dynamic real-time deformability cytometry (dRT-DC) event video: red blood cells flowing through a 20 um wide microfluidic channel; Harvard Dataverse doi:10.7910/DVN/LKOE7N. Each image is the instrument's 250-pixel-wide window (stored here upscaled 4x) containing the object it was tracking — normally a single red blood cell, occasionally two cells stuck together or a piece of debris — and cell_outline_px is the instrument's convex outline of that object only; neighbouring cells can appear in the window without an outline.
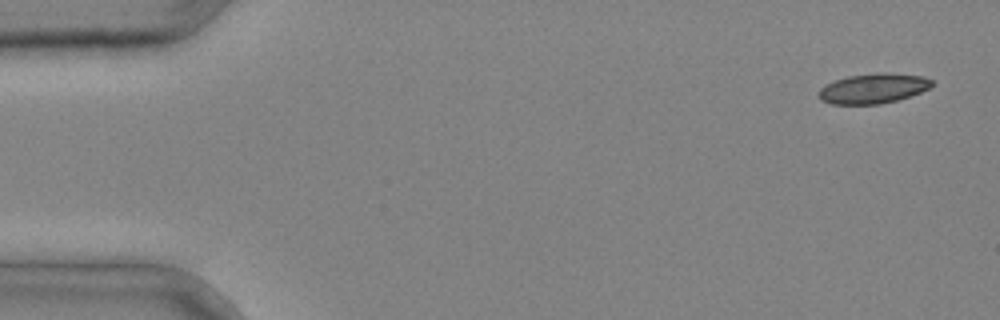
{"species": "common noctule bat (a hibernating species)", "species_latin": "Nyctalus noctula", "temperature_condition": "cold", "stored_images_in_passage": 4, "camera_frame_rate_fps": 3000, "um_per_image_px": 0.085, "animal": {"sex": "male", "body_mass_g": 20.4}, "frame": {"image": 1, "passage_image": 1, "time_ms": 0.0, "image_size_px": [1000, 320], "cell_outline_px": [[932, 84], [928, 88], [920, 92], [896, 100], [880, 104], [832, 104], [820, 100], [820, 88], [836, 80], [848, 76], [876, 72], [888, 72], [920, 76], [932, 80]], "centroid_in_image_um": [74.21, 7.51], "position_along_channel_um": 10.8, "area_um2": 19.48}}
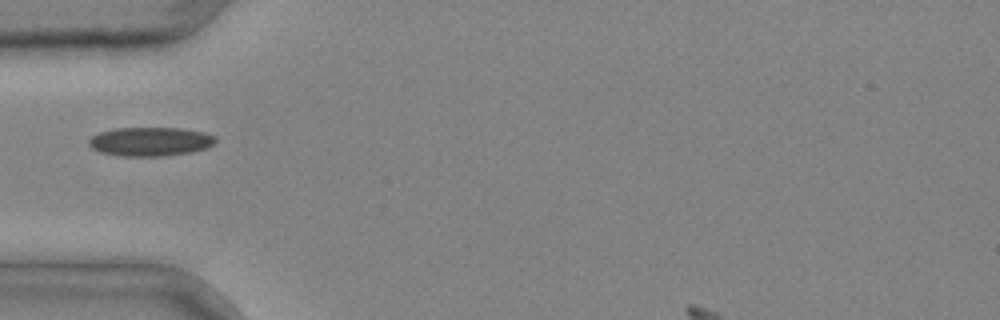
{"frame": {"image": 2, "passage_image": 4, "time_ms": 1.0, "image_size_px": [1000, 320], "cell_outline_px": [[216, 140], [208, 148], [192, 152], [160, 156], [120, 156], [100, 152], [92, 148], [88, 144], [88, 140], [92, 136], [100, 132], [116, 128], [180, 128], [204, 132], [216, 136]], "centroid_in_image_um": [12.78, 12.03], "position_along_channel_um": 72.2, "area_um2": 21.39}}